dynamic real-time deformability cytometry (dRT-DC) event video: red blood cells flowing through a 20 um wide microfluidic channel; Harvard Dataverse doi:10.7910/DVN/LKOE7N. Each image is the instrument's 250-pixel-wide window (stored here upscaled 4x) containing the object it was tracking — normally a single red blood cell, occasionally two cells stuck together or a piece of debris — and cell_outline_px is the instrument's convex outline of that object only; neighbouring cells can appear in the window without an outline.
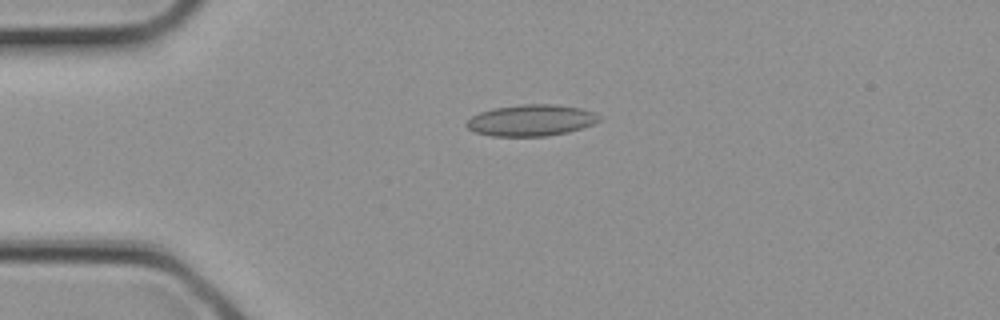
{"species": "common noctule bat (a hibernating species)", "species_latin": "Nyctalus noctula", "temperature_condition": "cold", "stored_images_in_passage": 1, "camera_frame_rate_fps": 3000, "um_per_image_px": 0.085, "animal": {"sex": "female", "body_mass_g": 21.9}, "frame": {"image": 1, "passage_image": 1, "time_ms": 0.0, "image_size_px": [1000, 320], "cell_outline_px": [[600, 120], [592, 124], [568, 132], [548, 136], [492, 136], [476, 132], [468, 128], [464, 124], [472, 116], [480, 112], [492, 108], [520, 104], [556, 104], [580, 108], [592, 112], [600, 116]], "centroid_in_image_um": [45.12, 10.22], "position_along_channel_um": 39.9, "area_um2": 24.22}}